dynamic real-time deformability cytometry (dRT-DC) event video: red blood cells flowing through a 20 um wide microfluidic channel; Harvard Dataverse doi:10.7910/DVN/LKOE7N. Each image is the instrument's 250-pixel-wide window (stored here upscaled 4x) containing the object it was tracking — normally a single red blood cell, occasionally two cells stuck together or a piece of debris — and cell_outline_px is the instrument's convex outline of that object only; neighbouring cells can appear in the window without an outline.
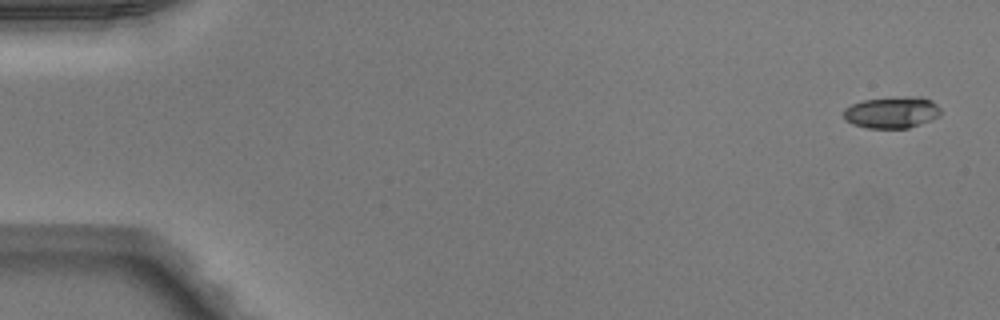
{"species": "Egyptian fruit bat (a non-hibernating species)", "species_latin": "Rousettus aegyptiacus", "temperature_condition": "warm", "stored_images_in_passage": 50, "camera_frame_rate_fps": 3000, "um_per_image_px": 0.085, "animal": {"sex": "male"}, "frame": {"image": 1, "passage_image": 1, "time_ms": 0.0, "image_size_px": [1000, 320], "cell_outline_px": [[940, 116], [920, 124], [908, 128], [868, 128], [852, 124], [844, 120], [844, 108], [852, 104], [864, 100], [908, 96], [924, 96], [932, 100], [940, 108]], "centroid_in_image_um": [75.82, 9.55], "position_along_channel_um": 9.2, "area_um2": 17.98}}
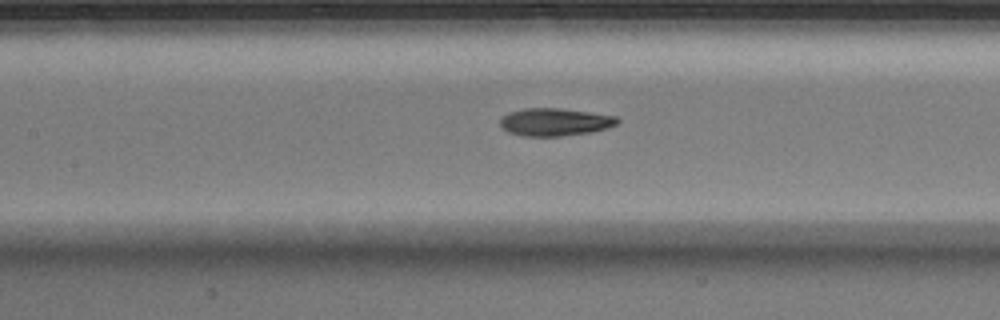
{"frame": {"image": 2, "passage_image": 23, "time_ms": 7.333, "image_size_px": [1000, 320], "cell_outline_px": [[620, 120], [616, 124], [608, 128], [592, 132], [560, 136], [524, 136], [508, 132], [500, 124], [500, 120], [508, 112], [524, 108], [560, 108], [616, 116]], "centroid_in_image_um": [47.17, 10.37], "position_along_channel_um": 160.2, "area_um2": 18.84}}
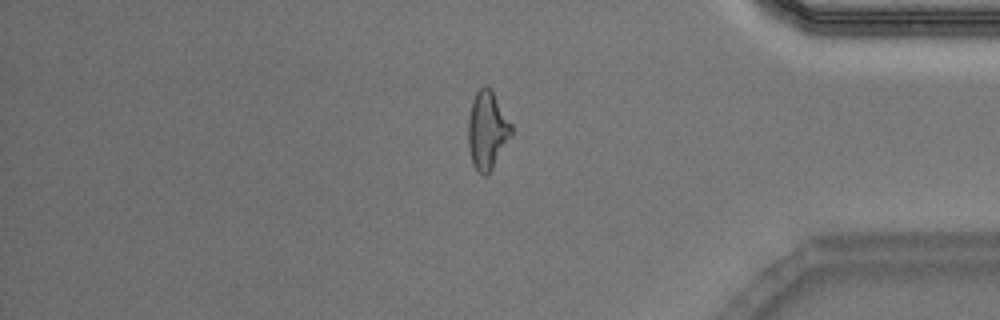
{"frame": {"image": 3, "passage_image": 42, "time_ms": 13.667, "image_size_px": [1000, 320], "cell_outline_px": [[512, 136], [492, 168], [484, 176], [472, 164], [468, 148], [468, 116], [472, 100], [476, 92], [484, 84], [492, 88], [512, 124]], "centroid_in_image_um": [41.42, 11.01], "position_along_channel_um": 393.8, "area_um2": 19.88}, "authors_computed_cell_mechanics": {"area_um2": 18.8139, "velocity_mm_per_s": 4.0444, "shape_relaxation_time_tau1_ms": 3.978, "shape_relaxation_time_tau2_ms": 1.7225, "deformation_change_tau1": 0.1721, "deformation_change_tau2": 0.0814}}